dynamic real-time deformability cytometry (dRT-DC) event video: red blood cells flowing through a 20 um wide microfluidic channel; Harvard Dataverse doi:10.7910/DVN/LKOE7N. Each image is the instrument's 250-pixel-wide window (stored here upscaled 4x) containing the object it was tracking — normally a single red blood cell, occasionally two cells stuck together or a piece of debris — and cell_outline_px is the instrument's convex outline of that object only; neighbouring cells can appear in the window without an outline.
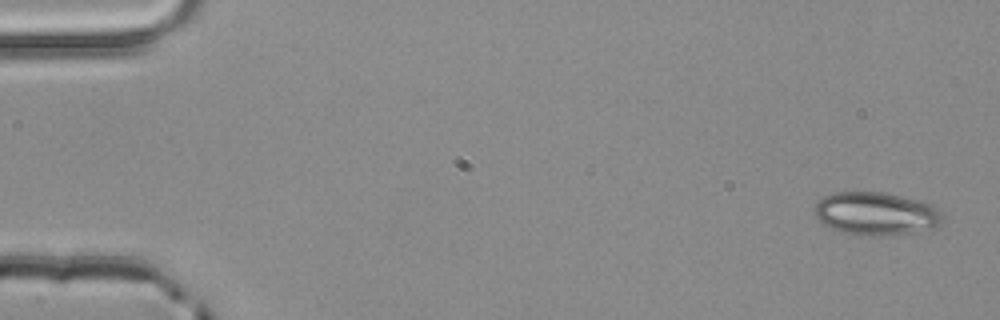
{"species": "common noctule bat (a hibernating species)", "species_latin": "Nyctalus noctula", "temperature_condition": "room temperature", "stored_images_in_passage": 4, "camera_frame_rate_fps": 3000, "um_per_image_px": 0.085, "animal": {"sex": "male", "body_mass_g": 20.4}, "frame": {"image": 1, "passage_image": 1, "time_ms": 0.0, "image_size_px": [1000, 320], "cell_outline_px": [[940, 224], [936, 228], [908, 232], [872, 236], [868, 236], [848, 232], [832, 228], [824, 224], [816, 216], [816, 204], [824, 196], [836, 192], [884, 192], [920, 200], [932, 204], [940, 208]], "centroid_in_image_um": [74.5, 18.13], "position_along_channel_um": 10.5, "area_um2": 31.56}}